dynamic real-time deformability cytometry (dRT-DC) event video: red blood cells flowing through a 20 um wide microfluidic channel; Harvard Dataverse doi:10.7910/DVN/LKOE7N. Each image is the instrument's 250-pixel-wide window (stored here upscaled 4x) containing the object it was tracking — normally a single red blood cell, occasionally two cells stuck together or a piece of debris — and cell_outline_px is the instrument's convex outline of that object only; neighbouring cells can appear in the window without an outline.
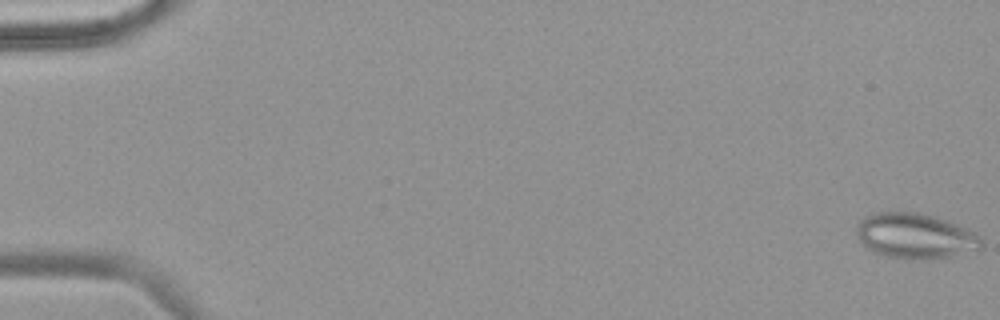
{"species": "common noctule bat (a hibernating species)", "species_latin": "Nyctalus noctula", "temperature_condition": "warm", "stored_images_in_passage": 55, "camera_frame_rate_fps": 3000, "um_per_image_px": 0.085, "animal": {"sex": "female", "body_mass_g": 18.4}, "frame": {"image": 1, "passage_image": 1, "time_ms": 0.0, "image_size_px": [1000, 320], "cell_outline_px": [[984, 248], [952, 256], [920, 260], [908, 260], [888, 256], [872, 252], [860, 240], [856, 232], [856, 224], [864, 216], [876, 212], [920, 212], [936, 216], [948, 220], [980, 236], [984, 244]], "centroid_in_image_um": [77.8, 20.05], "position_along_channel_um": 7.2, "area_um2": 33.29}}
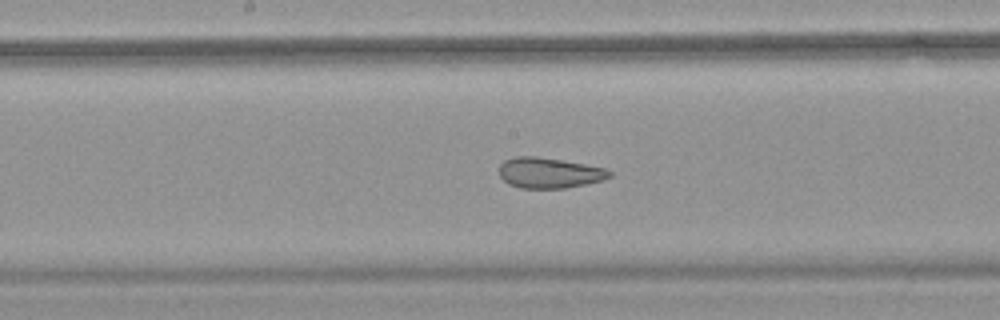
{"frame": {"image": 2, "passage_image": 30, "time_ms": 9.667, "image_size_px": [1000, 320], "cell_outline_px": [[612, 176], [604, 180], [564, 188], [520, 188], [508, 184], [500, 176], [500, 164], [504, 160], [512, 156], [536, 156], [608, 168], [612, 172]], "centroid_in_image_um": [46.69, 14.69], "position_along_channel_um": 201.5, "area_um2": 19.71}}
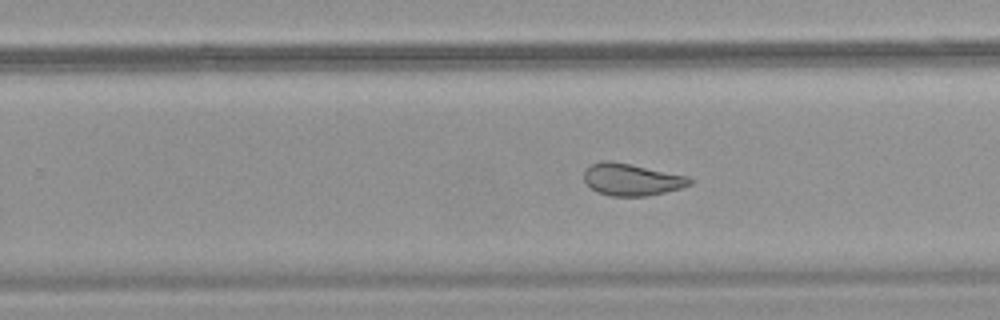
{"frame": {"image": 3, "passage_image": 36, "time_ms": 11.667, "image_size_px": [1000, 320], "cell_outline_px": [[692, 184], [680, 188], [648, 196], [612, 196], [596, 192], [584, 180], [584, 172], [592, 164], [604, 160], [612, 160], [688, 176], [692, 180]], "centroid_in_image_um": [53.69, 15.26], "position_along_channel_um": 276.1, "area_um2": 19.65}, "authors_computed_cell_mechanics": {"area_um2": 26.0678, "velocity_mm_per_s": 3.7495, "shape_relaxation_time_tau1_ms": null, "shape_relaxation_time_tau2_ms": 1.4208, "deformation_change_tau1": null, "deformation_change_tau2": 0.0894}}